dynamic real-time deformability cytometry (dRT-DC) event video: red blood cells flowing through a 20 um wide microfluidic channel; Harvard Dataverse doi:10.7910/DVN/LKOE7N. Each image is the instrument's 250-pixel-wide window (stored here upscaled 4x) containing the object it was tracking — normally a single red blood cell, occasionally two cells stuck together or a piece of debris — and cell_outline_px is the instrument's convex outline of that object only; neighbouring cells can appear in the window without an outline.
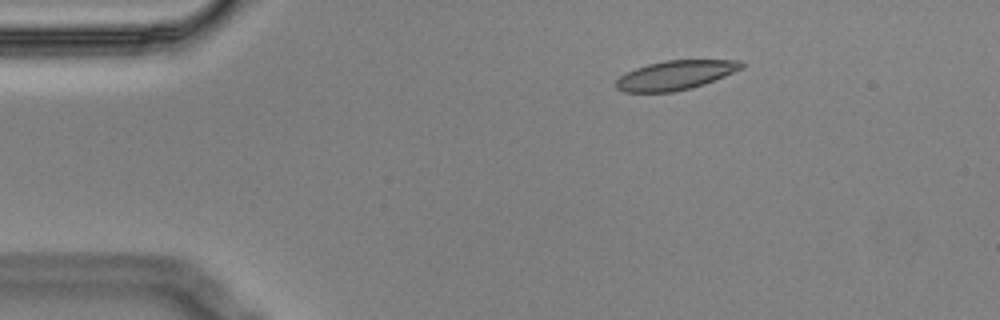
{"species": "Egyptian fruit bat (a non-hibernating species)", "species_latin": "Rousettus aegyptiacus", "temperature_condition": "cold", "stored_images_in_passage": 5, "camera_frame_rate_fps": 3000, "um_per_image_px": 0.085, "animal": {"sex": "male"}, "frame": {"image": 1, "passage_image": 3, "time_ms": 0.667, "image_size_px": [1000, 320], "cell_outline_px": [[744, 68], [704, 84], [692, 88], [672, 92], [624, 92], [616, 88], [616, 80], [620, 76], [636, 68], [648, 64], [664, 60], [740, 60], [744, 64]], "centroid_in_image_um": [57.42, 6.39], "position_along_channel_um": 27.6, "area_um2": 21.33}}